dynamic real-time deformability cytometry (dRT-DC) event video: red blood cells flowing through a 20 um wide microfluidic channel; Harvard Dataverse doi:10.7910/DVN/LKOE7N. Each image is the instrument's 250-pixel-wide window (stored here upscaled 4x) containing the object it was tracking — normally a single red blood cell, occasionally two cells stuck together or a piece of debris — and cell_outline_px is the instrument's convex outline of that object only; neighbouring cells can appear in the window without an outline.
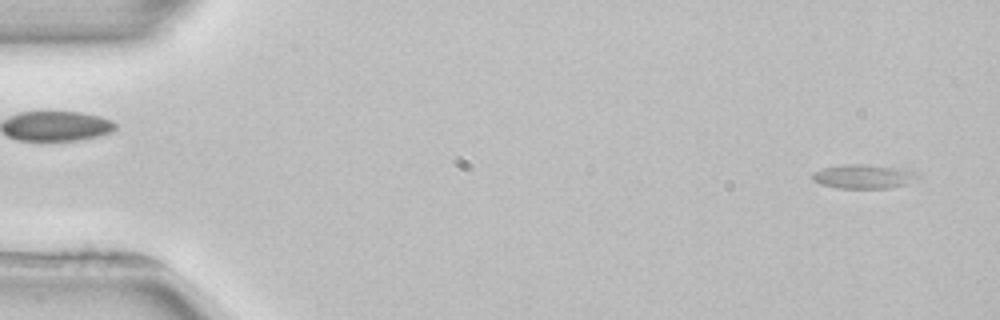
{"species": "common noctule bat (a hibernating species)", "species_latin": "Nyctalus noctula", "temperature_condition": "room temperature", "stored_images_in_passage": 4, "segment_of_instrument_passage": [2, 2], "camera_frame_rate_fps": 3000, "um_per_image_px": 0.085, "animal": {"sex": "female", "body_mass_g": 22.7, "forearm_length_mm": 54.2}, "frame": {"image": 1, "passage_image": 4, "time_ms": 4.333, "image_size_px": [1000, 320], "cell_outline_px": [[920, 176], [916, 180], [908, 184], [888, 188], [836, 188], [820, 184], [812, 180], [812, 172], [824, 168], [840, 164], [864, 164], [916, 172]], "centroid_in_image_um": [73.35, 15.01], "position_along_channel_um": 11.6, "area_um2": 14.68}}